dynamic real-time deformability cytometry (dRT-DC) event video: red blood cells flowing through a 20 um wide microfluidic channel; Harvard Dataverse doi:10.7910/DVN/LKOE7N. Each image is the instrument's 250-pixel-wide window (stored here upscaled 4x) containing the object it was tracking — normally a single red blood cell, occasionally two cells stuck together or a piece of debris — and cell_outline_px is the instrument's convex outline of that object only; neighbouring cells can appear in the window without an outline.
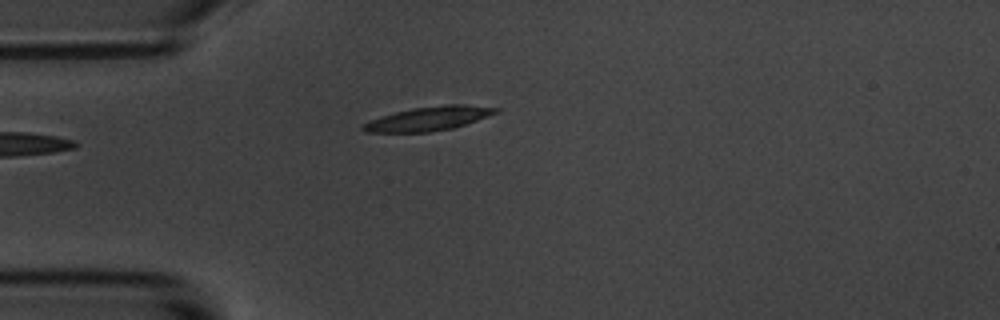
{"species": "common noctule bat (a hibernating species)", "species_latin": "Nyctalus noctula", "temperature_condition": "room temperature", "stored_images_in_passage": 5, "camera_frame_rate_fps": 3000, "um_per_image_px": 0.085, "animal": {"sex": "male", "body_mass_g": 20.1, "forearm_length_mm": 53.5}, "frame": {"image": 1, "passage_image": 5, "time_ms": 4.667, "image_size_px": [1000, 320], "cell_outline_px": [[500, 112], [452, 128], [428, 132], [364, 132], [360, 128], [368, 120], [380, 116], [412, 108], [448, 104], [460, 104], [500, 108]], "centroid_in_image_um": [36.41, 10.08], "position_along_channel_um": 48.6, "area_um2": 18.44}}